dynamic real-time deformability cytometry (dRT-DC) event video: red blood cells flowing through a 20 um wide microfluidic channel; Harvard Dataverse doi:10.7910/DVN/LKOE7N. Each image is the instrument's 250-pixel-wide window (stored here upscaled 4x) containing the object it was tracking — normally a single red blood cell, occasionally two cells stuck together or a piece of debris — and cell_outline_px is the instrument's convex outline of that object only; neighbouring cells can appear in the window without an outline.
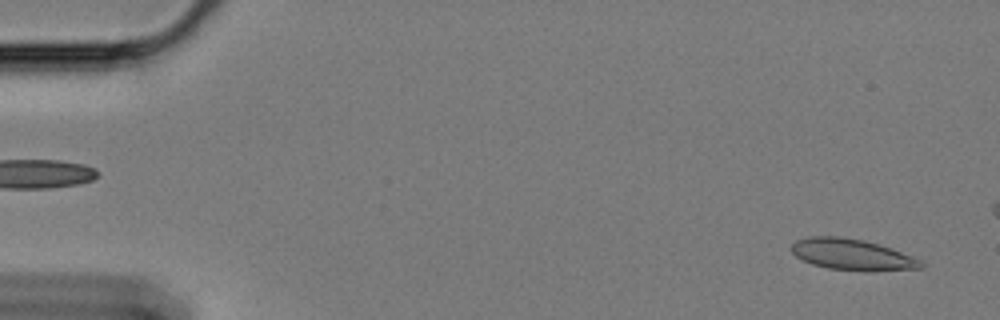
{"species": "Egyptian fruit bat (a non-hibernating species)", "species_latin": "Rousettus aegyptiacus", "temperature_condition": "cold", "stored_images_in_passage": 16, "camera_frame_rate_fps": 3000, "um_per_image_px": 0.085, "animal": {"sex": "female"}, "frame": {"image": 1, "passage_image": 2, "time_ms": 0.333, "image_size_px": [1000, 320], "cell_outline_px": [[924, 264], [920, 268], [828, 268], [812, 264], [796, 256], [792, 252], [792, 244], [796, 240], [808, 236], [836, 236], [864, 240], [892, 248], [920, 260]], "centroid_in_image_um": [72.32, 21.56], "position_along_channel_um": 12.7, "area_um2": 22.14}}